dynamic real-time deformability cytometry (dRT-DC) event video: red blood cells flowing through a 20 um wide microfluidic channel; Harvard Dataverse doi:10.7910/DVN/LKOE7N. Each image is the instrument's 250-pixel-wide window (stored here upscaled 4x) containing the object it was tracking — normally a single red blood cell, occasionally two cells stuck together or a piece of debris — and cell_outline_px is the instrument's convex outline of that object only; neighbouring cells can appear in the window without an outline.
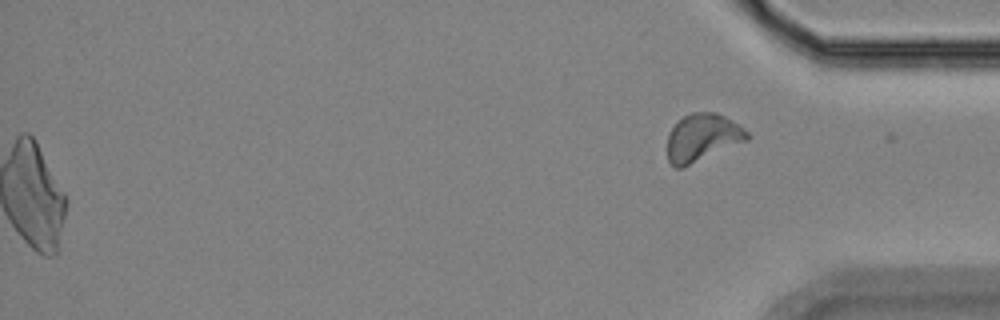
{"species": "Egyptian fruit bat (a non-hibernating species)", "species_latin": "Rousettus aegyptiacus", "temperature_condition": "room temperature", "stored_images_in_passage": 54, "camera_frame_rate_fps": 3000, "um_per_image_px": 0.085, "animal": {"sex": "female"}, "frame": {"image": 1, "passage_image": 54, "time_ms": 17.667, "image_size_px": [1000, 320], "cell_outline_px": [[748, 140], [684, 168], [676, 168], [668, 160], [668, 132], [676, 120], [692, 112], [716, 112], [740, 124], [748, 132]], "centroid_in_image_um": [59.69, 11.69], "position_along_channel_um": 375.5, "area_um2": 22.43}}